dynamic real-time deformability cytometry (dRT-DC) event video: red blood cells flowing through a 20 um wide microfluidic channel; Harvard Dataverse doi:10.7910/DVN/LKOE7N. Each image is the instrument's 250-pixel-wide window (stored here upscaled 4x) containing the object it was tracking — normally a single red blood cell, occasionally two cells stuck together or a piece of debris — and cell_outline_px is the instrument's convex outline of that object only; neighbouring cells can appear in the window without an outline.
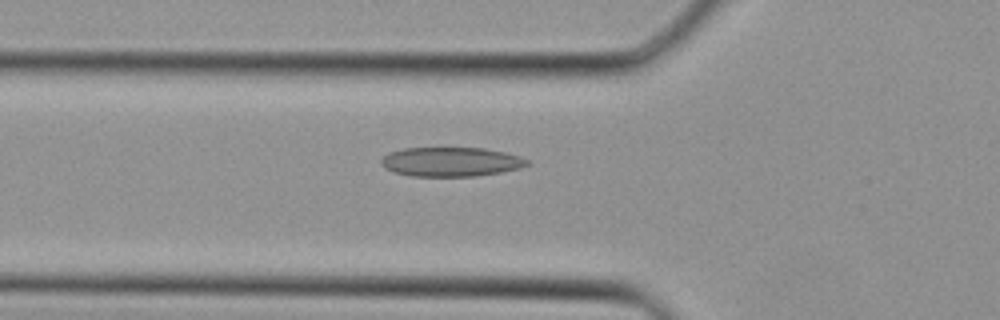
{"species": "Egyptian fruit bat (a non-hibernating species)", "species_latin": "Rousettus aegyptiacus", "temperature_condition": "cold", "stored_images_in_passage": 35, "camera_frame_rate_fps": 3000, "um_per_image_px": 0.085, "animal": {"sex": "female"}, "frame": {"image": 1, "passage_image": 13, "time_ms": 4.0, "image_size_px": [1000, 320], "cell_outline_px": [[532, 164], [520, 168], [500, 172], [476, 176], [412, 176], [392, 172], [384, 168], [380, 164], [380, 160], [388, 152], [404, 148], [484, 148], [504, 152], [520, 156], [528, 160]], "centroid_in_image_um": [38.31, 13.75], "position_along_channel_um": 87.5, "area_um2": 25.09}}
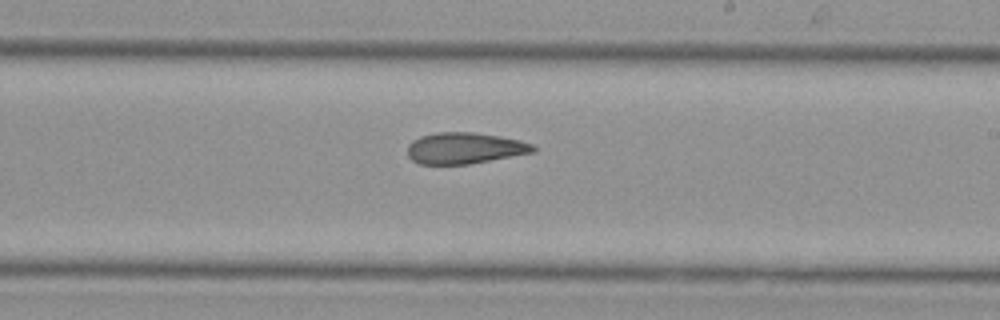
{"frame": {"image": 2, "passage_image": 22, "time_ms": 7.0, "image_size_px": [1000, 320], "cell_outline_px": [[536, 152], [468, 164], [420, 164], [412, 160], [408, 156], [408, 144], [412, 140], [420, 136], [436, 132], [476, 132], [500, 136], [520, 140], [532, 144], [536, 148]], "centroid_in_image_um": [39.49, 12.58], "position_along_channel_um": 249.5, "area_um2": 23.0}}
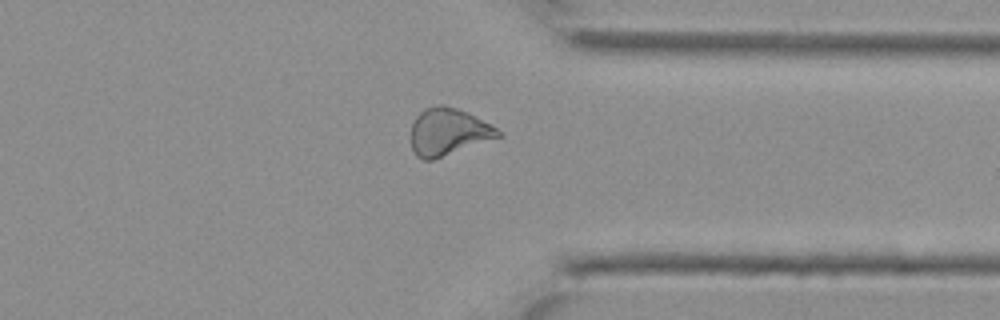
{"frame": {"image": 3, "passage_image": 29, "time_ms": 9.333, "image_size_px": [1000, 320], "cell_outline_px": [[500, 136], [432, 160], [424, 160], [416, 156], [412, 148], [412, 124], [416, 116], [424, 108], [436, 104], [444, 104], [468, 112], [496, 128], [500, 132]], "centroid_in_image_um": [38.05, 11.18], "position_along_channel_um": 373.3, "area_um2": 23.58}}